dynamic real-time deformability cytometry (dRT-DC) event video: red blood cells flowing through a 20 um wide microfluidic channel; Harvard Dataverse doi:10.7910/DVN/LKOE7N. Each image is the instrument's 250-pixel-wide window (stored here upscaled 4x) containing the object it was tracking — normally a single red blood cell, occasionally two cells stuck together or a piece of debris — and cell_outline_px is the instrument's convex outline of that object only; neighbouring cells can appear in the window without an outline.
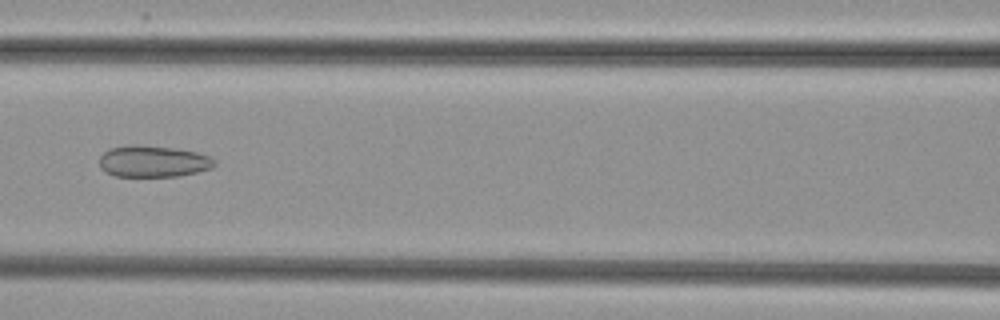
{"species": "common noctule bat (a hibernating species)", "species_latin": "Nyctalus noctula", "temperature_condition": "cold", "stored_images_in_passage": 45, "camera_frame_rate_fps": 3000, "um_per_image_px": 0.085, "animal": {"sex": "female", "body_mass_g": 29.2, "forearm_length_mm": 56.3}, "frame": {"image": 1, "passage_image": 16, "time_ms": 5.0, "image_size_px": [1000, 320], "cell_outline_px": [[216, 164], [212, 168], [180, 176], [116, 176], [104, 172], [100, 168], [100, 156], [108, 148], [128, 144], [140, 144], [172, 148], [196, 152], [208, 156], [216, 160]], "centroid_in_image_um": [12.98, 13.7], "position_along_channel_um": 153.6, "area_um2": 21.33}}
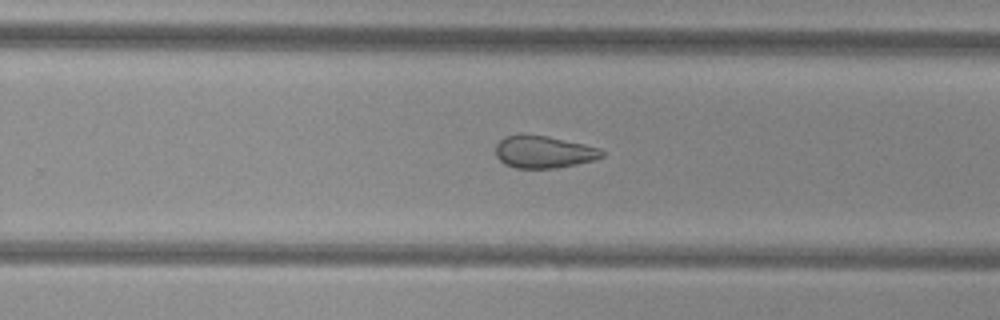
{"frame": {"image": 2, "passage_image": 26, "time_ms": 8.333, "image_size_px": [1000, 320], "cell_outline_px": [[604, 156], [596, 160], [556, 168], [516, 168], [504, 164], [496, 156], [496, 144], [504, 136], [548, 136], [584, 144], [600, 148], [604, 152]], "centroid_in_image_um": [46.25, 12.94], "position_along_channel_um": 283.6, "area_um2": 19.77}}
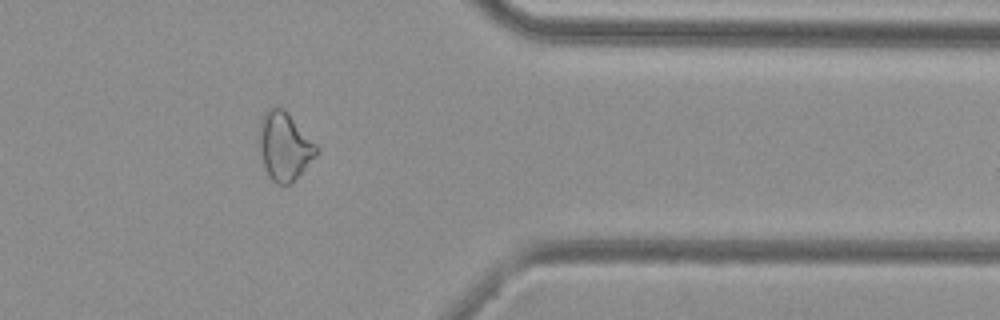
{"frame": {"image": 3, "passage_image": 35, "time_ms": 11.333, "image_size_px": [1000, 320], "cell_outline_px": [[320, 148], [316, 156], [292, 184], [276, 184], [272, 180], [264, 164], [260, 152], [260, 124], [264, 112], [268, 108], [276, 104], [284, 108], [288, 112]], "centroid_in_image_um": [24.21, 12.4], "position_along_channel_um": 387.2, "area_um2": 22.83}}